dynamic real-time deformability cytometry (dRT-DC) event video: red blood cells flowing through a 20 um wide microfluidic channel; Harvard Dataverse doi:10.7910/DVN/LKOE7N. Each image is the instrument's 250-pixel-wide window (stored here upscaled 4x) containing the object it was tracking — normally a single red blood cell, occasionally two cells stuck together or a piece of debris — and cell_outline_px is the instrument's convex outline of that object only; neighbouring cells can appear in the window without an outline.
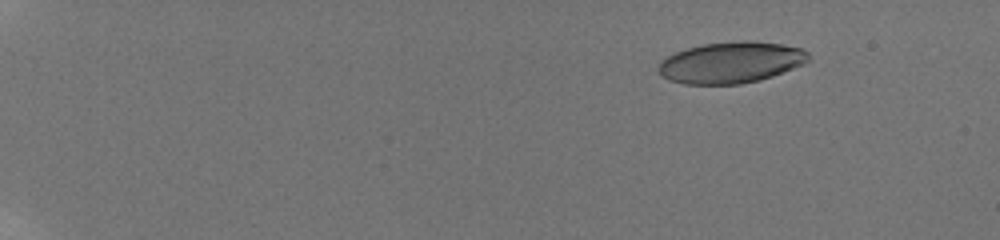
{"species": "human", "species_latin": "Homo sapiens", "temperature_condition": "room temperature", "stored_images_in_passage": 26, "camera_frame_rate_fps": 3000, "um_per_image_px": 0.085, "donor": {"sex": "male"}, "frame": {"image": 1, "passage_image": 1, "time_ms": 0.0, "image_size_px": [1000, 240], "cell_outline_px": [[808, 60], [804, 64], [772, 76], [760, 80], [740, 84], [684, 84], [668, 80], [656, 68], [660, 60], [676, 52], [700, 44], [740, 40], [752, 40], [780, 44], [800, 48], [808, 52]], "centroid_in_image_um": [62.11, 5.3], "position_along_channel_um": 22.9, "area_um2": 36.18}}
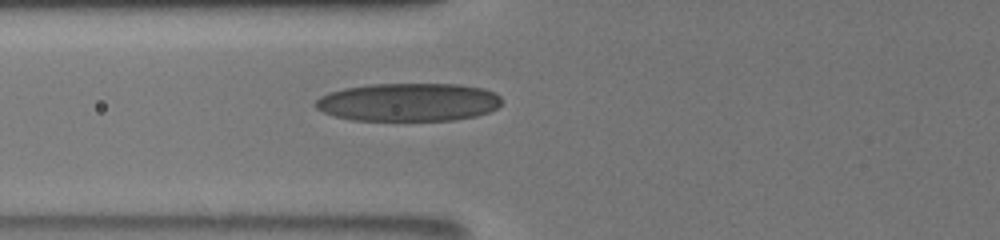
{"frame": {"image": 2, "passage_image": 17, "time_ms": 6.0, "image_size_px": [1000, 240], "cell_outline_px": [[500, 104], [496, 108], [488, 112], [476, 116], [452, 120], [352, 120], [336, 116], [324, 112], [316, 108], [312, 104], [320, 96], [328, 92], [344, 88], [368, 84], [460, 84], [484, 88], [496, 92], [500, 96]], "centroid_in_image_um": [34.71, 8.67], "position_along_channel_um": 91.1, "area_um2": 41.62}}
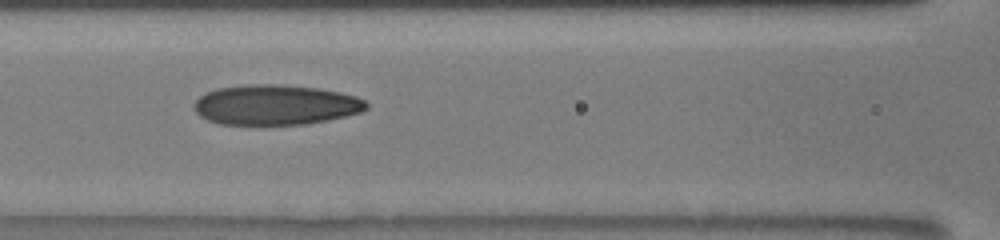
{"frame": {"image": 3, "passage_image": 21, "time_ms": 7.333, "image_size_px": [1000, 240], "cell_outline_px": [[368, 108], [360, 112], [344, 116], [304, 124], [220, 124], [208, 120], [200, 116], [196, 112], [192, 104], [200, 96], [216, 88], [248, 84], [280, 84], [316, 88], [340, 92], [356, 96], [364, 100], [368, 104]], "centroid_in_image_um": [23.4, 8.9], "position_along_channel_um": 143.2, "area_um2": 40.11}}